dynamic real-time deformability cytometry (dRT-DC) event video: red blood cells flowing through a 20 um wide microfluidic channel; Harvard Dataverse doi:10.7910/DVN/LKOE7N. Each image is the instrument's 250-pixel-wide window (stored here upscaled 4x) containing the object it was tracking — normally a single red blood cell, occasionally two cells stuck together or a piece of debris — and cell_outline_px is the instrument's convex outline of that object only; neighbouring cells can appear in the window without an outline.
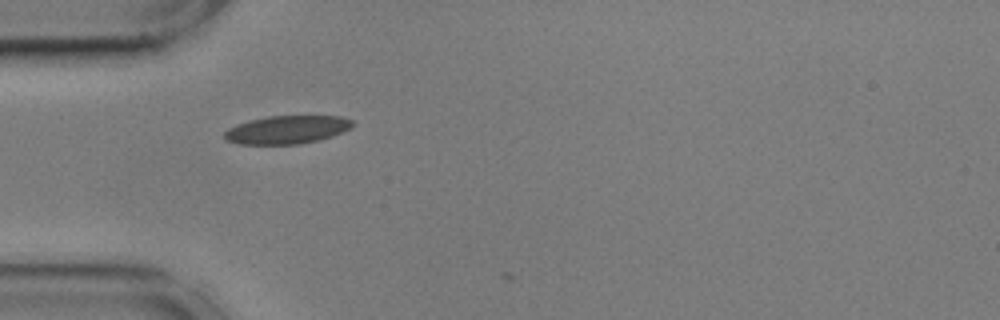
{"species": "common noctule bat (a hibernating species)", "species_latin": "Nyctalus noctula", "temperature_condition": "cold", "stored_images_in_passage": 3, "camera_frame_rate_fps": 3000, "um_per_image_px": 0.085, "animal": {"sex": "male", "body_mass_g": 17.9, "forearm_length_mm": 54.2}, "frame": {"image": 1, "passage_image": 1, "time_ms": 0.0, "image_size_px": [1000, 320], "cell_outline_px": [[352, 128], [332, 136], [300, 144], [236, 144], [224, 140], [224, 132], [228, 128], [236, 124], [268, 116], [340, 116], [352, 120]], "centroid_in_image_um": [24.36, 11.03], "position_along_channel_um": 60.6, "area_um2": 20.98}}